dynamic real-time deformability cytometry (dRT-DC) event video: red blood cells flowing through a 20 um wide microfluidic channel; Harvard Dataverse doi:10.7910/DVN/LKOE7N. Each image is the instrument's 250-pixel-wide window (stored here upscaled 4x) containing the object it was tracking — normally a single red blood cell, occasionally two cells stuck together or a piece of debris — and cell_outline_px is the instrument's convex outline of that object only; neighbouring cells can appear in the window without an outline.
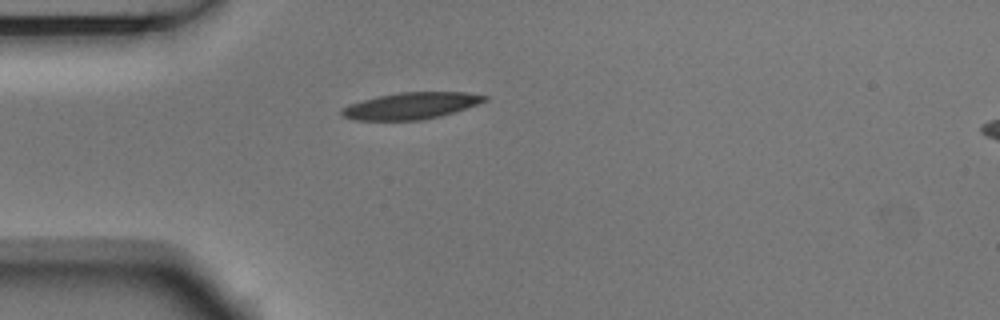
{"species": "Egyptian fruit bat (a non-hibernating species)", "species_latin": "Rousettus aegyptiacus", "temperature_condition": "room temperature", "stored_images_in_passage": 2, "camera_frame_rate_fps": 3000, "um_per_image_px": 0.085, "animal": {"sex": "male"}, "frame": {"image": 1, "passage_image": 1, "time_ms": 0.0, "image_size_px": [1000, 320], "cell_outline_px": [[488, 100], [456, 112], [440, 116], [420, 120], [356, 120], [344, 116], [340, 112], [340, 108], [348, 104], [380, 96], [400, 92], [464, 92], [488, 96]], "centroid_in_image_um": [34.95, 8.99], "position_along_channel_um": 50.0, "area_um2": 22.08}}